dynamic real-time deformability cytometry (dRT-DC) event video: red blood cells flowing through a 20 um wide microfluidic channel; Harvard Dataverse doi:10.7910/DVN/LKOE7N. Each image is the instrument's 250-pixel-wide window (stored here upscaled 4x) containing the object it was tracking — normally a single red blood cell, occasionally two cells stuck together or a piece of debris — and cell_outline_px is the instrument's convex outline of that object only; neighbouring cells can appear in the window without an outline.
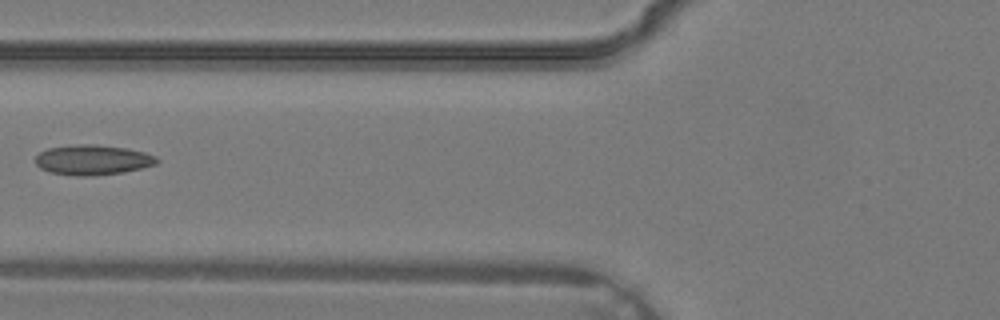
{"species": "common noctule bat (a hibernating species)", "species_latin": "Nyctalus noctula", "temperature_condition": "warm", "stored_images_in_passage": 4, "camera_frame_rate_fps": 3000, "um_per_image_px": 0.085, "animal": {"sex": "male", "body_mass_g": 19.2, "forearm_length_mm": 51.8}, "frame": {"image": 1, "passage_image": 4, "time_ms": 1.0, "image_size_px": [1000, 320], "cell_outline_px": [[160, 160], [156, 164], [124, 172], [92, 176], [76, 176], [48, 172], [40, 168], [36, 164], [36, 156], [40, 152], [48, 148], [80, 144], [92, 144], [128, 148], [144, 152], [156, 156]], "centroid_in_image_um": [7.88, 13.59], "position_along_channel_um": 117.9, "area_um2": 21.33}}